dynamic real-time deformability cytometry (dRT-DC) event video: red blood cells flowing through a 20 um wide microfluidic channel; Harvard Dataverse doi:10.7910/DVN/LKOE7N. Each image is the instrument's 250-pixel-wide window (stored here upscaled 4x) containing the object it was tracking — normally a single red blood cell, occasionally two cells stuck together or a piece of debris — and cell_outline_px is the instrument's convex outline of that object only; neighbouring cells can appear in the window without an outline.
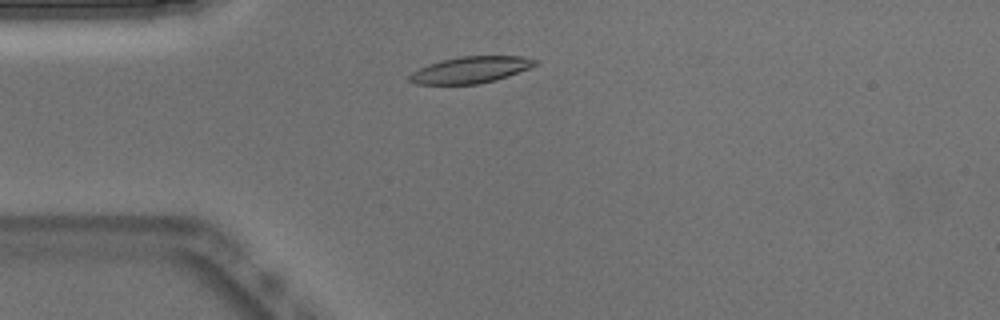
{"species": "Egyptian fruit bat (a non-hibernating species)", "species_latin": "Rousettus aegyptiacus", "temperature_condition": "warm", "stored_images_in_passage": 39, "camera_frame_rate_fps": 3000, "um_per_image_px": 0.085, "animal": {"sex": "male"}, "frame": {"image": 1, "passage_image": 1, "time_ms": 0.0, "image_size_px": [1000, 320], "cell_outline_px": [[536, 64], [528, 68], [508, 76], [476, 84], [416, 84], [408, 80], [408, 76], [412, 72], [428, 64], [460, 56], [524, 56], [536, 60]], "centroid_in_image_um": [39.97, 5.93], "position_along_channel_um": 45.0, "area_um2": 19.07}}
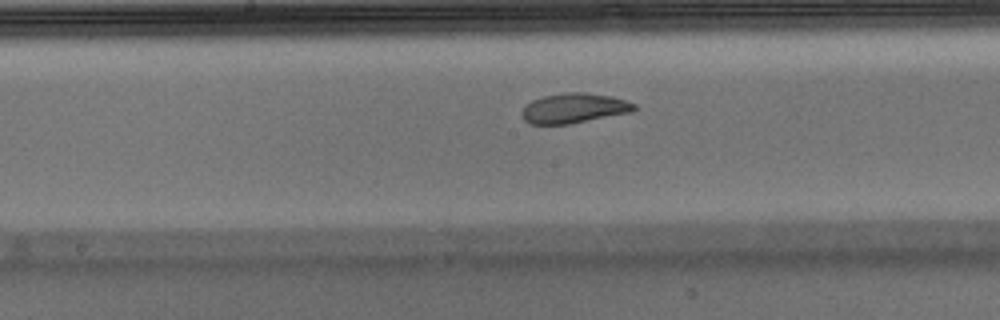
{"frame": {"image": 2, "passage_image": 14, "time_ms": 4.333, "image_size_px": [1000, 320], "cell_outline_px": [[636, 108], [632, 112], [568, 124], [532, 124], [524, 120], [520, 116], [520, 112], [532, 100], [544, 96], [564, 92], [584, 92], [612, 96], [636, 104]], "centroid_in_image_um": [48.78, 9.19], "position_along_channel_um": 199.4, "area_um2": 19.54}}
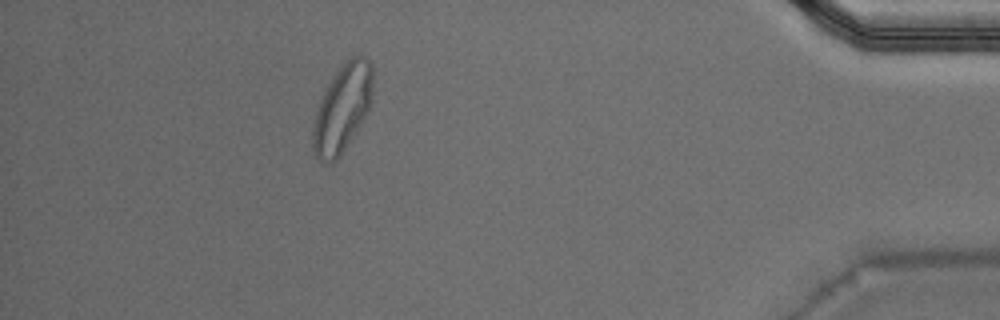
{"frame": {"image": 3, "passage_image": 34, "time_ms": 11.0, "image_size_px": [1000, 320], "cell_outline_px": [[372, 100], [364, 116], [340, 156], [332, 164], [328, 164], [320, 160], [316, 156], [312, 148], [312, 128], [316, 112], [320, 100], [324, 92], [336, 72], [352, 56], [364, 56], [372, 64]], "centroid_in_image_um": [29.08, 9.24], "position_along_channel_um": 406.1, "area_um2": 30.0}, "authors_computed_cell_mechanics": {"area_um2": 20.4612, "velocity_mm_per_s": 3.8952, "shape_relaxation_time_tau1_ms": 4.1679, "shape_relaxation_time_tau2_ms": 1.4575, "deformation_change_tau1": 0.1378, "deformation_change_tau2": 0.0662}}